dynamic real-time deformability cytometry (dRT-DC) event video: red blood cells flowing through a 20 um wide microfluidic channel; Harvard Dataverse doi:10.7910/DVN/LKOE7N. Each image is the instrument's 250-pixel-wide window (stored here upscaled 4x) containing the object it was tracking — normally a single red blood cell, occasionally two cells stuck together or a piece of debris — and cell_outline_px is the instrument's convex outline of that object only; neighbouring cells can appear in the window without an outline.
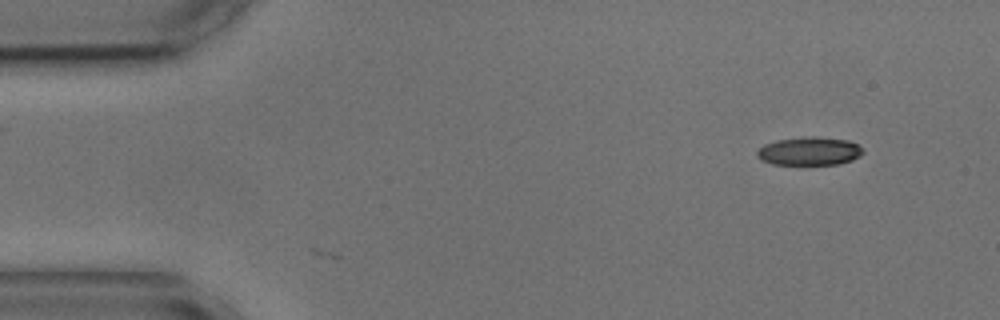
{"species": "common noctule bat (a hibernating species)", "species_latin": "Nyctalus noctula", "temperature_condition": "cold", "stored_images_in_passage": 3, "camera_frame_rate_fps": 3000, "um_per_image_px": 0.085, "animal": {"sex": "male", "body_mass_g": 17.9, "forearm_length_mm": 54.2}, "frame": {"image": 1, "passage_image": 1, "time_ms": 0.0, "image_size_px": [1000, 320], "cell_outline_px": [[864, 152], [860, 156], [852, 160], [840, 164], [772, 164], [760, 160], [756, 156], [756, 152], [764, 144], [776, 140], [804, 136], [816, 136], [848, 140], [856, 144]], "centroid_in_image_um": [68.77, 12.84], "position_along_channel_um": 16.2, "area_um2": 17.57}}